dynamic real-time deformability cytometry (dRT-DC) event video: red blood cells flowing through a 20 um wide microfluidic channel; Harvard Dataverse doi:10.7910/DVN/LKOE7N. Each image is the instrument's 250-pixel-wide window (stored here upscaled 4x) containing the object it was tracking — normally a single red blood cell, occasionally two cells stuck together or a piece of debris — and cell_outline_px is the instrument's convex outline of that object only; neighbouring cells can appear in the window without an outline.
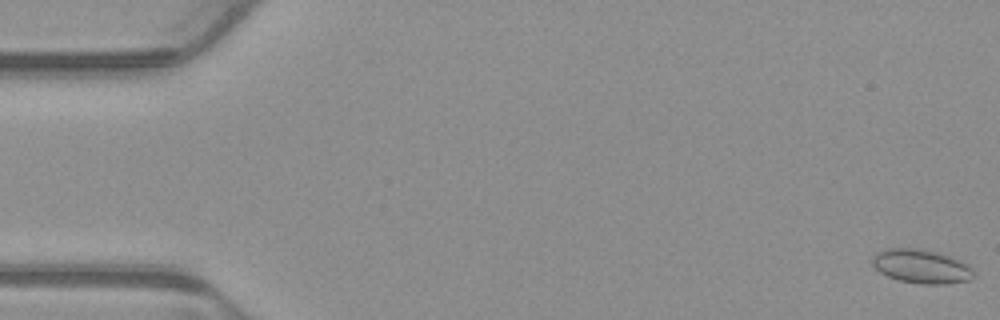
{"species": "common noctule bat (a hibernating species)", "species_latin": "Nyctalus noctula", "temperature_condition": "warm", "stored_images_in_passage": 5, "camera_frame_rate_fps": 3000, "um_per_image_px": 0.085, "animal": {"sex": "male", "body_mass_g": 23.1, "forearm_length_mm": 52.7}, "frame": {"image": 1, "passage_image": 1, "time_ms": 0.0, "image_size_px": [1000, 320], "cell_outline_px": [[976, 272], [968, 280], [944, 284], [924, 284], [900, 280], [888, 276], [880, 272], [872, 264], [872, 256], [876, 252], [888, 248], [916, 248], [936, 252], [952, 256], [968, 264]], "centroid_in_image_um": [78.32, 22.63], "position_along_channel_um": 6.7, "area_um2": 20.0}}
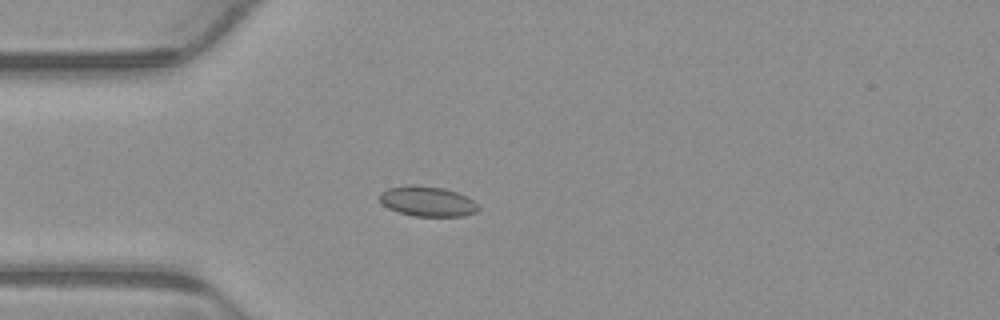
{"frame": {"image": 2, "passage_image": 5, "time_ms": 1.333, "image_size_px": [1000, 320], "cell_outline_px": [[480, 208], [476, 212], [464, 216], [412, 216], [396, 212], [388, 208], [380, 200], [380, 192], [388, 188], [412, 184], [444, 188], [468, 196]], "centroid_in_image_um": [36.33, 17.11], "position_along_channel_um": 48.7, "area_um2": 17.4}}